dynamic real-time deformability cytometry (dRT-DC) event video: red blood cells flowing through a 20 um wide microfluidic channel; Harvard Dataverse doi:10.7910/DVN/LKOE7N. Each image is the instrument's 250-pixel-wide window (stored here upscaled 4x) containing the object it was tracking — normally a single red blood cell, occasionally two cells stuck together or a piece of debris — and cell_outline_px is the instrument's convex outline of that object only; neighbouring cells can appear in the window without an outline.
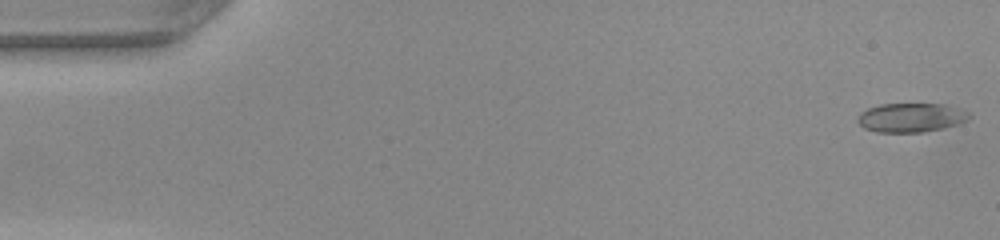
{"species": "common noctule bat (a hibernating species)", "species_latin": "Nyctalus noctula", "temperature_condition": "warm", "stored_images_in_passage": 49, "camera_frame_rate_fps": 3000, "um_per_image_px": 0.085, "animal": {"sex": "female", "body_mass_g": 22.0, "forearm_length_mm": 56.7}, "frame": {"image": 1, "passage_image": 1, "time_ms": 0.0, "image_size_px": [1000, 240], "cell_outline_px": [[972, 116], [956, 124], [940, 128], [920, 132], [876, 132], [864, 128], [856, 120], [860, 112], [868, 108], [880, 104], [944, 104], [968, 112]], "centroid_in_image_um": [77.37, 9.99], "position_along_channel_um": 7.6, "area_um2": 18.61}}
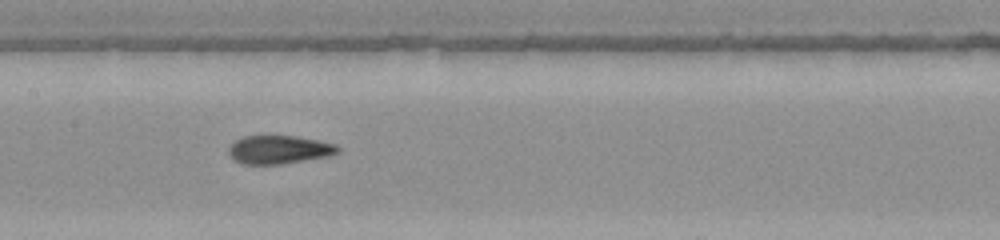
{"frame": {"image": 2, "passage_image": 24, "time_ms": 7.667, "image_size_px": [1000, 240], "cell_outline_px": [[340, 152], [332, 156], [280, 164], [240, 164], [228, 152], [228, 148], [236, 140], [244, 136], [296, 136], [336, 144], [340, 148]], "centroid_in_image_um": [23.76, 12.72], "position_along_channel_um": 183.6, "area_um2": 18.03}}
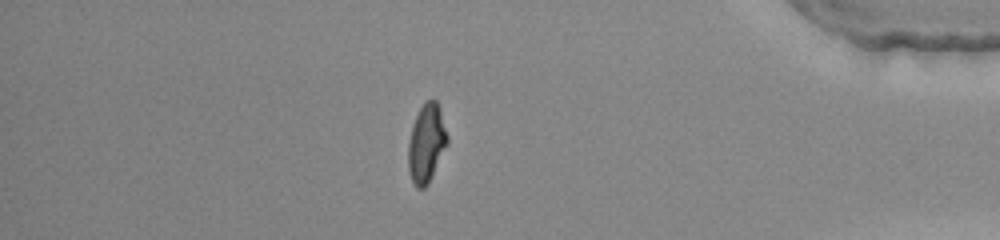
{"frame": {"image": 3, "passage_image": 42, "time_ms": 13.667, "image_size_px": [1000, 240], "cell_outline_px": [[448, 144], [428, 184], [424, 188], [416, 188], [412, 180], [408, 168], [408, 144], [412, 124], [420, 108], [428, 100], [436, 100], [440, 108], [448, 136]], "centroid_in_image_um": [36.25, 12.19], "position_along_channel_um": 398.9, "area_um2": 17.86}, "authors_computed_cell_mechanics": {"area_um2": 18.4382, "velocity_mm_per_s": 4.2141, "shape_relaxation_time_tau1_ms": 6.2942, "shape_relaxation_time_tau2_ms": 1.4876, "deformation_change_tau1": 0.251, "deformation_change_tau2": 0.0774}}